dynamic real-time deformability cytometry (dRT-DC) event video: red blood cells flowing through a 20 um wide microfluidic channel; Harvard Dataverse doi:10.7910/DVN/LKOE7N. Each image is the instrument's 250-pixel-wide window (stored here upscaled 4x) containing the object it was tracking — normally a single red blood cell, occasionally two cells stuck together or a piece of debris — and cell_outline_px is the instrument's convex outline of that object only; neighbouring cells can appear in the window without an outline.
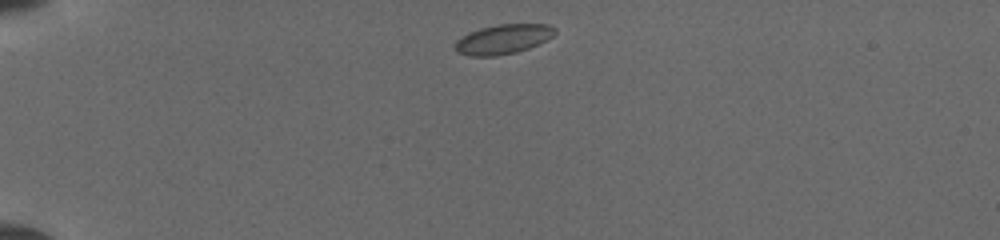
{"species": "common noctule bat (a hibernating species)", "species_latin": "Nyctalus noctula", "temperature_condition": "cold", "stored_images_in_passage": 39, "camera_frame_rate_fps": 3000, "um_per_image_px": 0.085, "animal": {"sex": "female", "body_mass_g": 19.5, "forearm_length_mm": 54.1}, "frame": {"image": 1, "passage_image": 1, "time_ms": 0.0, "image_size_px": [1000, 240], "cell_outline_px": [[556, 32], [548, 40], [528, 48], [516, 52], [496, 56], [468, 56], [456, 52], [456, 40], [468, 32], [480, 28], [500, 24], [548, 24], [556, 28]], "centroid_in_image_um": [42.77, 3.33], "position_along_channel_um": 42.2, "area_um2": 17.28}}
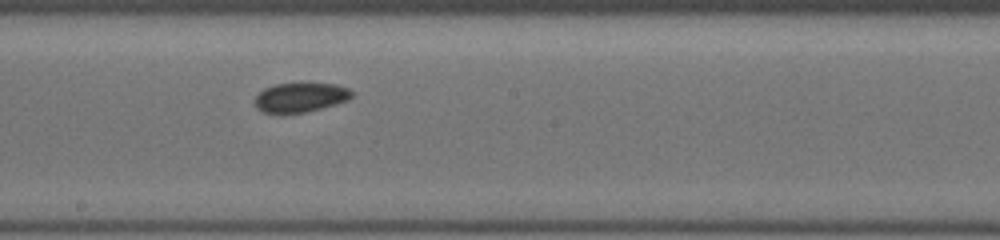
{"frame": {"image": 2, "passage_image": 18, "time_ms": 5.667, "image_size_px": [1000, 240], "cell_outline_px": [[352, 96], [348, 100], [336, 104], [304, 112], [264, 112], [256, 108], [256, 96], [264, 88], [276, 84], [336, 84], [348, 88], [352, 92]], "centroid_in_image_um": [25.55, 8.27], "position_along_channel_um": 222.6, "area_um2": 16.13}}
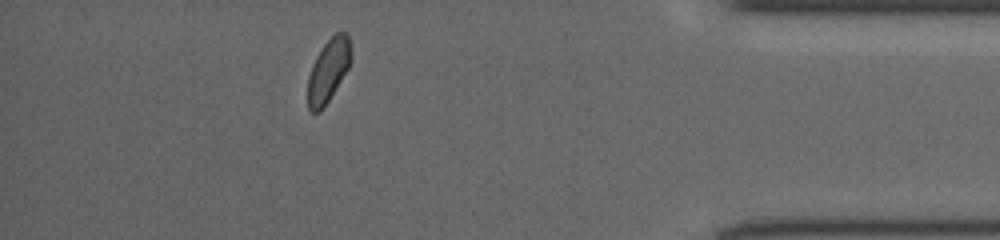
{"frame": {"image": 3, "passage_image": 34, "time_ms": 11.0, "image_size_px": [1000, 240], "cell_outline_px": [[352, 60], [348, 68], [328, 100], [320, 112], [312, 112], [308, 108], [308, 76], [312, 64], [316, 56], [324, 44], [336, 32], [344, 32], [348, 36], [352, 56]], "centroid_in_image_um": [27.9, 5.98], "position_along_channel_um": 407.3, "area_um2": 15.66}}